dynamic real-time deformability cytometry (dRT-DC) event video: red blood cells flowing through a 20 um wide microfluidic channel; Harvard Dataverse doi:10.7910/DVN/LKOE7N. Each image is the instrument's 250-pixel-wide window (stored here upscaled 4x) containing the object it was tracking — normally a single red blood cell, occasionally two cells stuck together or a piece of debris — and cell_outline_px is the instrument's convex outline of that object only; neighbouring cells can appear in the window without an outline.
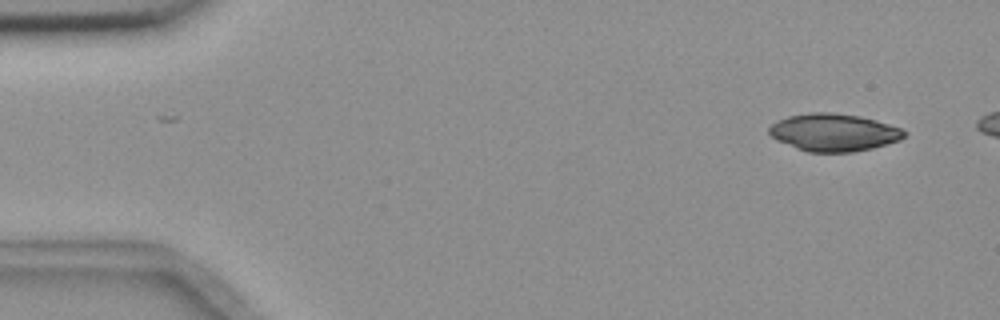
{"species": "common noctule bat (a hibernating species)", "species_latin": "Nyctalus noctula", "temperature_condition": "room temperature", "stored_images_in_passage": 6, "camera_frame_rate_fps": 3000, "um_per_image_px": 0.085, "animal": {"sex": "female", "body_mass_g": 18.4}, "frame": {"image": 1, "passage_image": 2, "time_ms": 1.0, "image_size_px": [1000, 320], "cell_outline_px": [[904, 136], [900, 140], [872, 148], [852, 152], [808, 152], [796, 148], [776, 140], [768, 132], [768, 128], [776, 120], [788, 116], [812, 112], [832, 112], [860, 116], [876, 120], [900, 128], [904, 132]], "centroid_in_image_um": [70.82, 11.25], "position_along_channel_um": 14.2, "area_um2": 29.48}}